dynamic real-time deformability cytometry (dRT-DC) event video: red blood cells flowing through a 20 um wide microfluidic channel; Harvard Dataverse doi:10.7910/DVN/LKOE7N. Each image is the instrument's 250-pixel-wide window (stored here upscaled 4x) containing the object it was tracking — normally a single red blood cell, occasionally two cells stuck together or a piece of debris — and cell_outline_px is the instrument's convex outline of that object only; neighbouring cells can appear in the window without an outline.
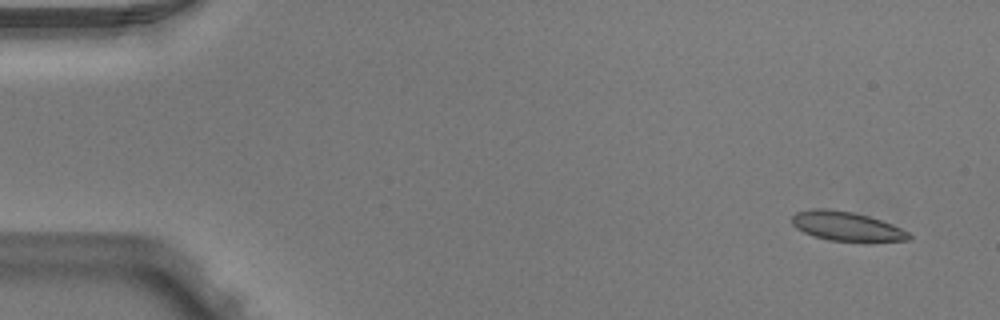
{"species": "Egyptian fruit bat (a non-hibernating species)", "species_latin": "Rousettus aegyptiacus", "temperature_condition": "warm", "stored_images_in_passage": 5, "camera_frame_rate_fps": 3000, "um_per_image_px": 0.085, "animal": {"sex": "male"}, "frame": {"image": 1, "passage_image": 1, "time_ms": 0.0, "image_size_px": [1000, 320], "cell_outline_px": [[912, 236], [908, 240], [828, 240], [804, 232], [796, 228], [792, 224], [792, 216], [796, 212], [812, 208], [828, 208], [852, 212], [868, 216], [892, 224], [908, 232]], "centroid_in_image_um": [71.89, 19.2], "position_along_channel_um": 13.1, "area_um2": 19.42}}
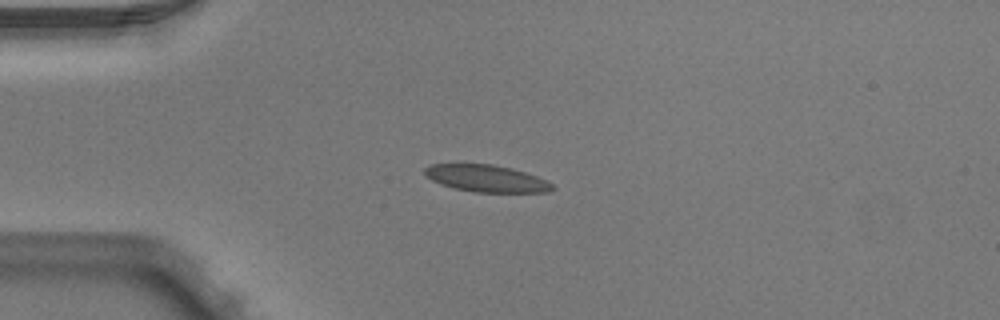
{"frame": {"image": 2, "passage_image": 3, "time_ms": 0.667, "image_size_px": [1000, 320], "cell_outline_px": [[556, 188], [548, 192], [476, 192], [456, 188], [440, 184], [432, 180], [424, 172], [424, 168], [432, 164], [492, 164], [512, 168], [548, 180]], "centroid_in_image_um": [41.38, 15.16], "position_along_channel_um": 43.6, "area_um2": 19.94}}
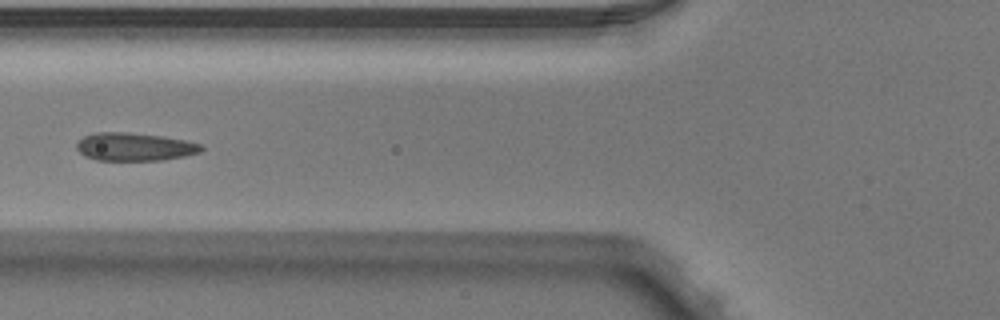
{"frame": {"image": 3, "passage_image": 5, "time_ms": 1.333, "image_size_px": [1000, 320], "cell_outline_px": [[204, 148], [200, 152], [184, 156], [164, 160], [96, 160], [84, 156], [76, 148], [76, 144], [84, 136], [96, 132], [128, 132], [160, 136], [184, 140], [204, 144]], "centroid_in_image_um": [11.44, 12.48], "position_along_channel_um": 114.4, "area_um2": 20.4}}